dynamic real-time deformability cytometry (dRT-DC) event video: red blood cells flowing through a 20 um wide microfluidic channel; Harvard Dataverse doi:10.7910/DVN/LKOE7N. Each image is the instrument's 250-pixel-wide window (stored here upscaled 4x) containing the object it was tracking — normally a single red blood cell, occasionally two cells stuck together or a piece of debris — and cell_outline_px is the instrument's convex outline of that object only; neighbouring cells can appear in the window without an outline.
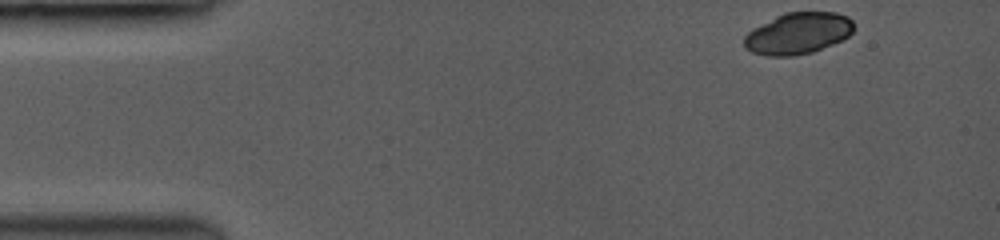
{"species": "common noctule bat (a hibernating species)", "species_latin": "Nyctalus noctula", "temperature_condition": "room temperature", "stored_images_in_passage": 44, "camera_frame_rate_fps": 3500, "um_per_image_px": 0.085, "animal": {"sex": "female", "body_mass_g": 19.0, "forearm_length_mm": 53.3}, "frame": {"image": 1, "passage_image": 1, "time_ms": 0.0, "image_size_px": [1000, 240], "cell_outline_px": [[852, 32], [848, 36], [832, 44], [812, 52], [788, 56], [772, 56], [752, 52], [744, 44], [744, 36], [748, 32], [776, 16], [788, 12], [832, 12], [848, 16], [852, 20]], "centroid_in_image_um": [67.84, 2.83], "position_along_channel_um": 17.2, "area_um2": 25.95}}
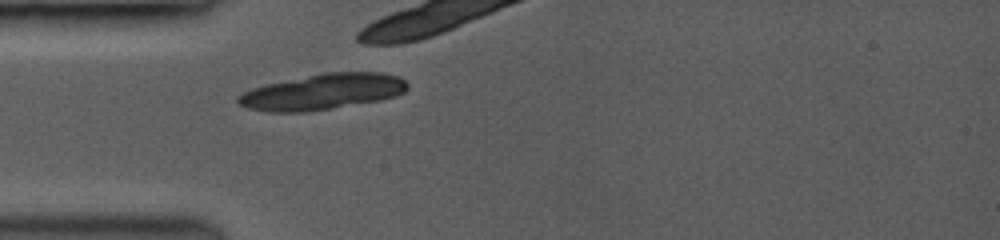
{"frame": {"image": 2, "passage_image": 13, "time_ms": 3.429, "image_size_px": [1000, 240], "cell_outline_px": [[408, 88], [404, 92], [396, 96], [380, 100], [304, 112], [272, 112], [248, 108], [240, 104], [236, 100], [244, 92], [252, 88], [268, 84], [324, 72], [380, 72], [396, 76], [404, 80], [408, 84]], "centroid_in_image_um": [27.46, 7.79], "position_along_channel_um": 57.5, "area_um2": 34.8}}